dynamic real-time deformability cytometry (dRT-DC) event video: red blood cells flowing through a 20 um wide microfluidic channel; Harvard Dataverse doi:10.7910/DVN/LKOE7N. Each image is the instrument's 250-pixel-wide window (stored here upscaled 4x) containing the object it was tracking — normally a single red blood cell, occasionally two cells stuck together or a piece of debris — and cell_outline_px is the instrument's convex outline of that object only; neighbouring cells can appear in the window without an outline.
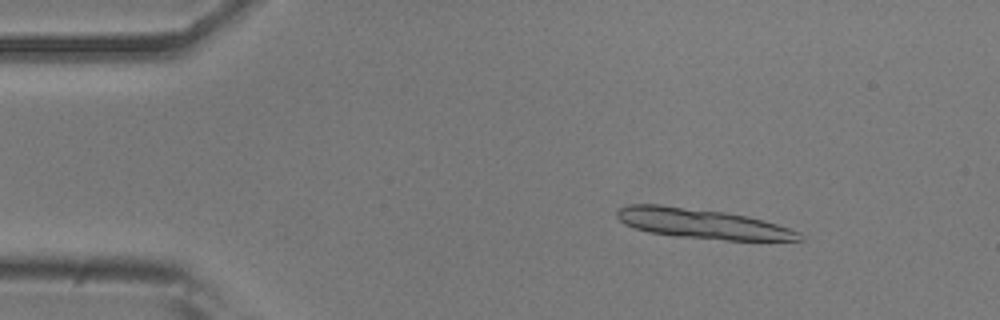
{"species": "common noctule bat (a hibernating species)", "species_latin": "Nyctalus noctula", "temperature_condition": "room temperature", "stored_images_in_passage": 14, "camera_frame_rate_fps": 3000, "um_per_image_px": 0.085, "animal": {"sex": "male", "body_mass_g": 20.5, "forearm_length_mm": 52.5}, "frame": {"image": 1, "passage_image": 7, "time_ms": 2.0, "image_size_px": [1000, 320], "cell_outline_px": [[804, 240], [724, 240], [676, 236], [648, 232], [624, 224], [616, 216], [616, 208], [628, 204], [660, 204], [724, 212], [748, 216], [776, 224], [800, 232], [804, 236]], "centroid_in_image_um": [59.65, 19.0], "position_along_channel_um": 25.4, "area_um2": 31.73}}